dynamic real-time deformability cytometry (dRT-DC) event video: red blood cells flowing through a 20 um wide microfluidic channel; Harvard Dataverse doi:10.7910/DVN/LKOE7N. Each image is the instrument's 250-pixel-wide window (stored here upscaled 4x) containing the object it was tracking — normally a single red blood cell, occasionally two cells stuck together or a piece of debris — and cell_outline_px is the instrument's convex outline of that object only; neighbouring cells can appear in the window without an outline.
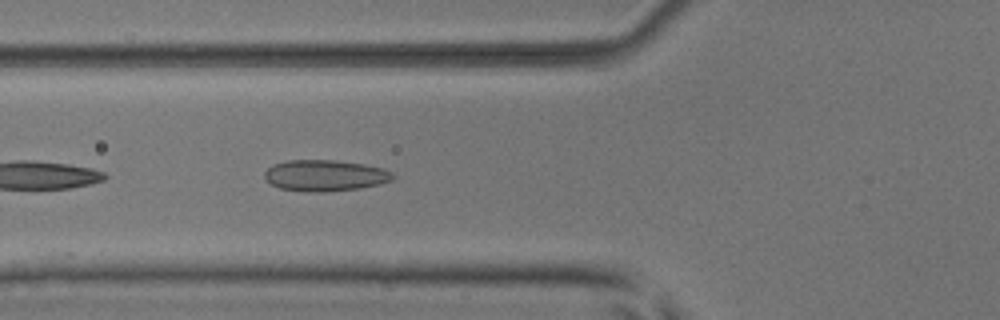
{"species": "common noctule bat (a hibernating species)", "species_latin": "Nyctalus noctula", "temperature_condition": "room temperature", "stored_images_in_passage": 51, "camera_frame_rate_fps": 3000, "um_per_image_px": 0.085, "animal": {"sex": "male", "body_mass_g": 17.9, "forearm_length_mm": 54.2}, "frame": {"image": 1, "passage_image": 19, "time_ms": 6.0, "image_size_px": [1000, 320], "cell_outline_px": [[396, 176], [392, 180], [380, 184], [360, 188], [328, 192], [304, 192], [280, 188], [272, 184], [264, 176], [264, 172], [272, 164], [288, 160], [336, 160], [364, 164], [384, 168], [392, 172]], "centroid_in_image_um": [27.65, 14.92], "position_along_channel_um": 98.1, "area_um2": 23.58}}
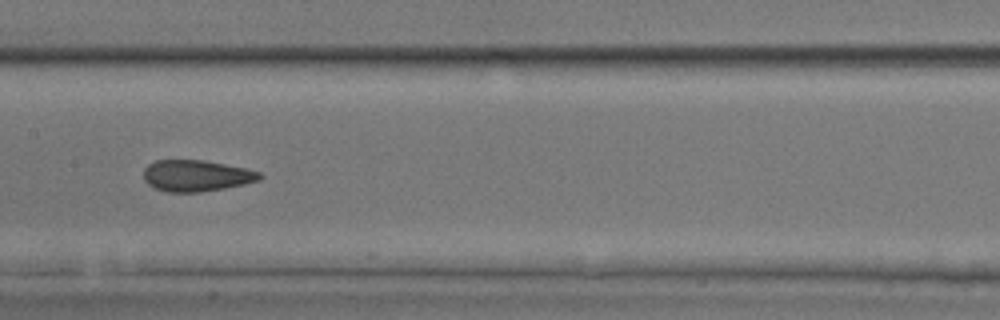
{"frame": {"image": 2, "passage_image": 26, "time_ms": 8.333, "image_size_px": [1000, 320], "cell_outline_px": [[264, 176], [260, 180], [244, 184], [224, 188], [200, 192], [168, 192], [152, 188], [144, 180], [144, 168], [148, 164], [156, 160], [204, 160], [248, 168], [260, 172]], "centroid_in_image_um": [16.7, 14.93], "position_along_channel_um": 190.7, "area_um2": 21.44}}
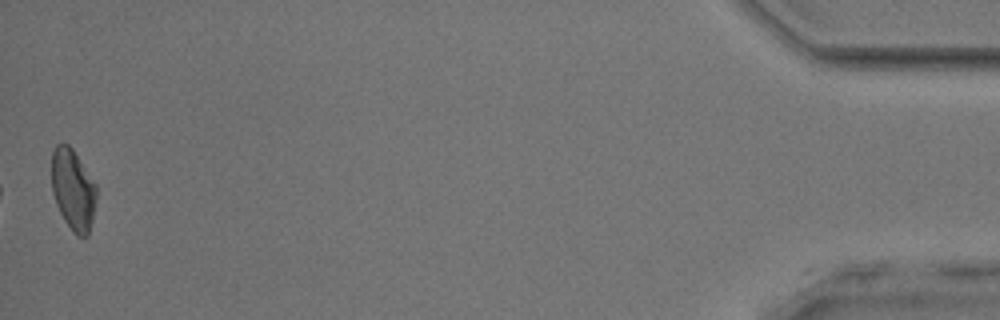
{"frame": {"image": 3, "passage_image": 51, "time_ms": 16.667, "image_size_px": [1000, 320], "cell_outline_px": [[96, 200], [92, 220], [88, 236], [76, 236], [72, 232], [64, 220], [56, 204], [52, 192], [52, 152], [56, 144], [68, 144], [72, 148], [96, 184]], "centroid_in_image_um": [6.21, 16.13], "position_along_channel_um": 429.0, "area_um2": 21.15}, "authors_computed_cell_mechanics": {"area_um2": 21.7906, "velocity_mm_per_s": 3.9642, "shape_relaxation_time_tau1_ms": null, "shape_relaxation_time_tau2_ms": 1.4378, "deformation_change_tau1": null, "deformation_change_tau2": 0.0748}}